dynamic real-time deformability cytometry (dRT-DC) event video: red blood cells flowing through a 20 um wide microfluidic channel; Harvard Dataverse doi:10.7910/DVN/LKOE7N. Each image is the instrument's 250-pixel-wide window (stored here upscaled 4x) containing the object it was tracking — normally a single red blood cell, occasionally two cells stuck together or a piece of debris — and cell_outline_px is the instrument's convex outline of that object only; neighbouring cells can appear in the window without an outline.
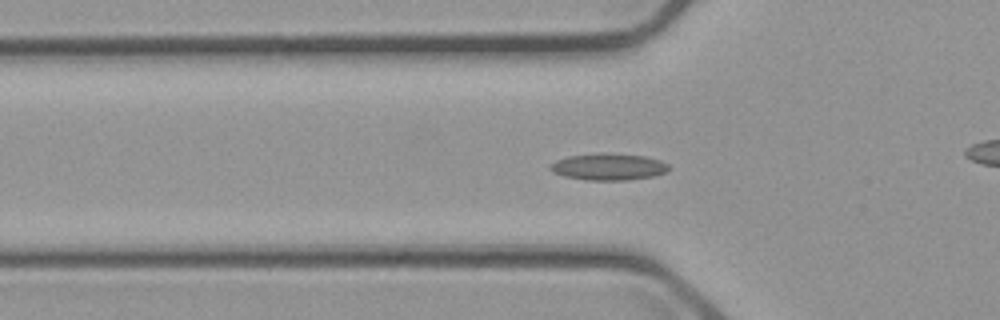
{"species": "common noctule bat (a hibernating species)", "species_latin": "Nyctalus noctula", "temperature_condition": "cold", "stored_images_in_passage": 44, "camera_frame_rate_fps": 3000, "um_per_image_px": 0.085, "animal": {"sex": "male", "body_mass_g": 23.1, "forearm_length_mm": 52.7}, "frame": {"image": 1, "passage_image": 6, "time_ms": 1.667, "image_size_px": [1000, 320], "cell_outline_px": [[672, 168], [668, 172], [652, 176], [628, 180], [584, 180], [564, 176], [552, 172], [548, 168], [556, 160], [568, 156], [644, 156], [660, 160], [668, 164]], "centroid_in_image_um": [51.76, 14.24], "position_along_channel_um": 74.0, "area_um2": 17.57}}
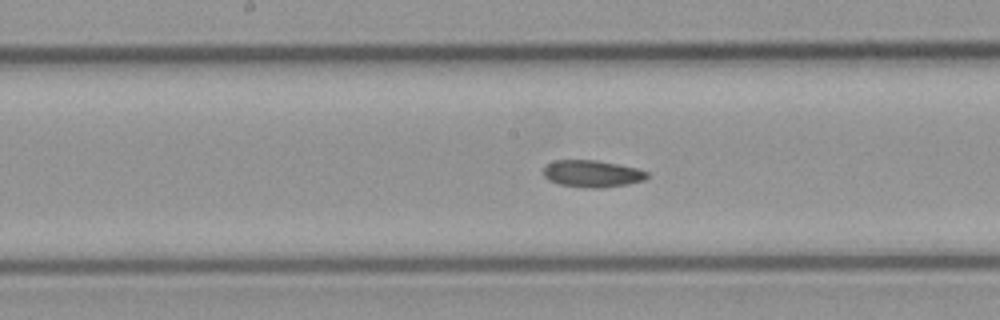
{"frame": {"image": 2, "passage_image": 16, "time_ms": 5.0, "image_size_px": [1000, 320], "cell_outline_px": [[648, 176], [644, 180], [628, 184], [600, 188], [584, 188], [560, 184], [548, 180], [544, 176], [544, 168], [548, 164], [556, 160], [596, 160], [636, 168], [648, 172]], "centroid_in_image_um": [50.33, 14.77], "position_along_channel_um": 197.9, "area_um2": 16.18}}
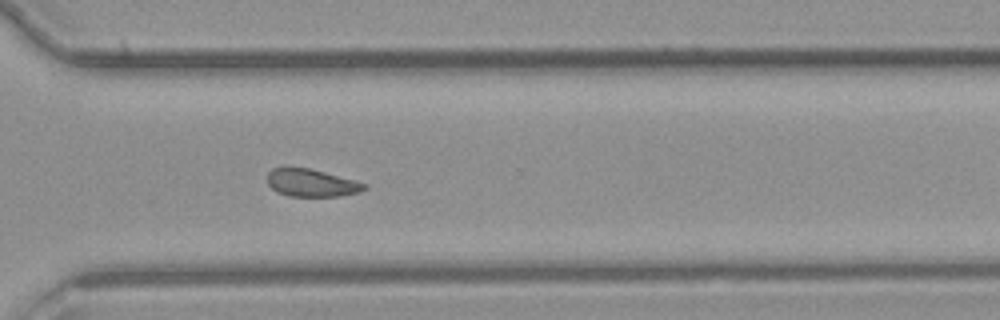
{"frame": {"image": 3, "passage_image": 28, "time_ms": 9.0, "image_size_px": [1000, 320], "cell_outline_px": [[368, 188], [360, 192], [340, 196], [288, 196], [276, 192], [268, 184], [268, 172], [272, 168], [284, 164], [288, 164], [308, 168], [324, 172], [368, 184]], "centroid_in_image_um": [26.42, 15.51], "position_along_channel_um": 344.2, "area_um2": 16.07}, "authors_computed_cell_mechanics": {"area_um2": 16.5886, "velocity_mm_per_s": 3.6708, "shape_relaxation_time_tau1_ms": 6.7347, "shape_relaxation_time_tau2_ms": null, "deformation_change_tau1": 0.1242, "deformation_change_tau2": null}}